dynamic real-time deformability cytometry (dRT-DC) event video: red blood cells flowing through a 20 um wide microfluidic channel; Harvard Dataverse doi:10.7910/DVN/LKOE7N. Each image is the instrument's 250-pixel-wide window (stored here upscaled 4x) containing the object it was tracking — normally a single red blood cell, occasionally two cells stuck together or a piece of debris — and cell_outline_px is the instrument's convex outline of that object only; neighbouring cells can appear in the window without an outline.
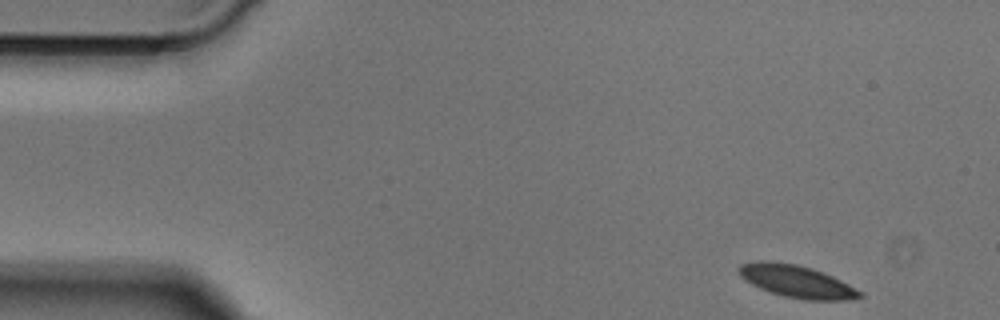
{"species": "Egyptian fruit bat (a non-hibernating species)", "species_latin": "Rousettus aegyptiacus", "temperature_condition": "cold", "stored_images_in_passage": 46, "camera_frame_rate_fps": 3000, "um_per_image_px": 0.085, "animal": {"sex": "male"}, "frame": {"image": 1, "passage_image": 1, "time_ms": 0.0, "image_size_px": [1000, 320], "cell_outline_px": [[864, 296], [848, 300], [804, 300], [784, 296], [760, 288], [744, 280], [740, 276], [736, 268], [740, 264], [756, 260], [768, 260], [796, 264], [812, 268], [824, 272], [864, 292]], "centroid_in_image_um": [67.7, 23.9], "position_along_channel_um": 17.3, "area_um2": 23.06}}
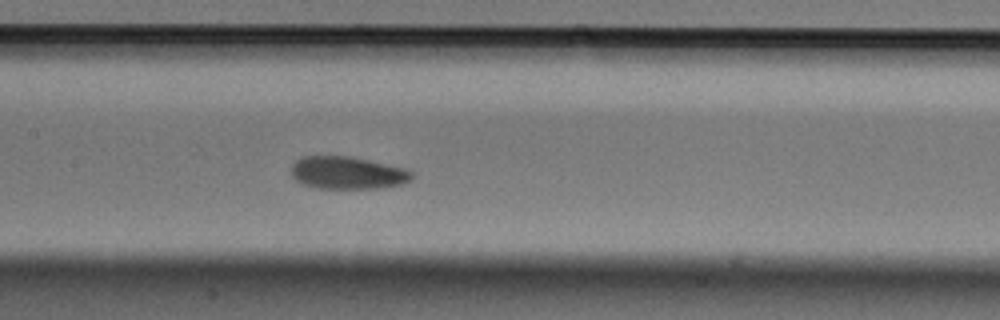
{"frame": {"image": 2, "passage_image": 20, "time_ms": 6.333, "image_size_px": [1000, 320], "cell_outline_px": [[416, 172], [408, 180], [400, 184], [384, 188], [316, 188], [300, 184], [292, 176], [292, 164], [300, 156], [352, 156], [408, 168]], "centroid_in_image_um": [29.55, 14.68], "position_along_channel_um": 177.9, "area_um2": 23.24}}
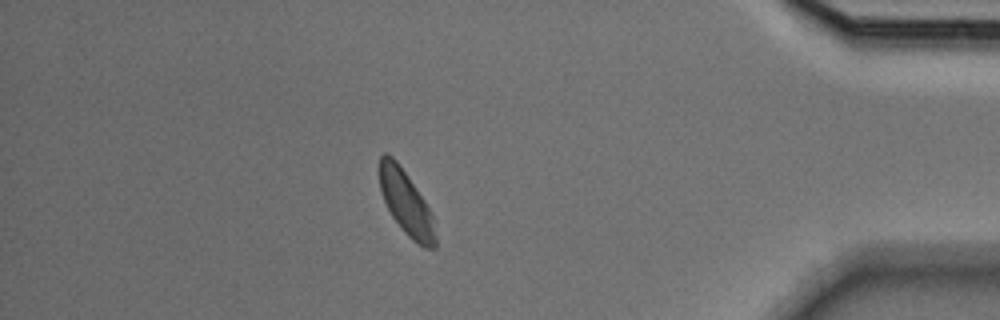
{"frame": {"image": 3, "passage_image": 40, "time_ms": 13.0, "image_size_px": [1000, 320], "cell_outline_px": [[436, 248], [424, 248], [412, 240], [404, 232], [392, 216], [380, 192], [376, 168], [380, 156], [384, 152], [388, 152], [396, 160], [424, 200], [432, 216], [436, 236]], "centroid_in_image_um": [34.45, 17.2], "position_along_channel_um": 400.7, "area_um2": 21.1}}